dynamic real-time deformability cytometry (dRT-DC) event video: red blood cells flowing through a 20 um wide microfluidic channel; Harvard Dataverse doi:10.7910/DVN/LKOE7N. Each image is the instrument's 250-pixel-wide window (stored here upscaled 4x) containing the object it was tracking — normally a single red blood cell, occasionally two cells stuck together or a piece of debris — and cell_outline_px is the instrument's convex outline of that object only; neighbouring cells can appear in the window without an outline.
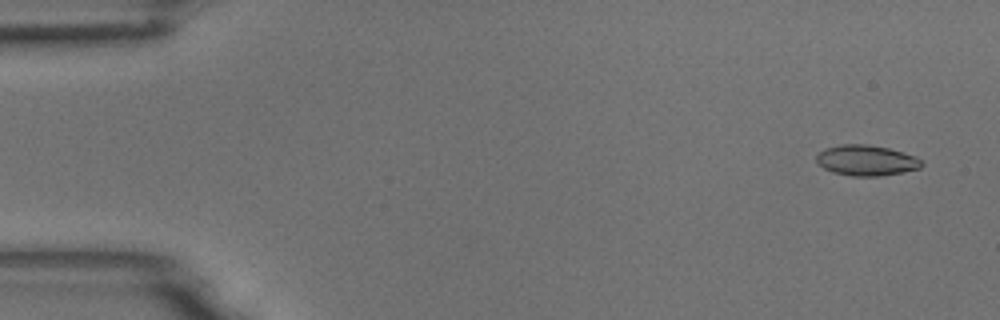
{"species": "common noctule bat (a hibernating species)", "species_latin": "Nyctalus noctula", "temperature_condition": "room temperature", "stored_images_in_passage": 6, "segment_of_instrument_passage": [1, 2], "camera_frame_rate_fps": 3000, "um_per_image_px": 0.085, "animal": {"sex": "male", "body_mass_g": 18.8}, "frame": {"image": 1, "passage_image": 1, "time_ms": 0.0, "image_size_px": [1000, 320], "cell_outline_px": [[924, 164], [920, 168], [904, 172], [880, 176], [852, 176], [832, 172], [824, 168], [816, 160], [816, 156], [824, 148], [840, 144], [868, 144], [888, 148], [904, 152], [916, 156], [924, 160]], "centroid_in_image_um": [73.68, 13.63], "position_along_channel_um": 11.3, "area_um2": 18.96}}